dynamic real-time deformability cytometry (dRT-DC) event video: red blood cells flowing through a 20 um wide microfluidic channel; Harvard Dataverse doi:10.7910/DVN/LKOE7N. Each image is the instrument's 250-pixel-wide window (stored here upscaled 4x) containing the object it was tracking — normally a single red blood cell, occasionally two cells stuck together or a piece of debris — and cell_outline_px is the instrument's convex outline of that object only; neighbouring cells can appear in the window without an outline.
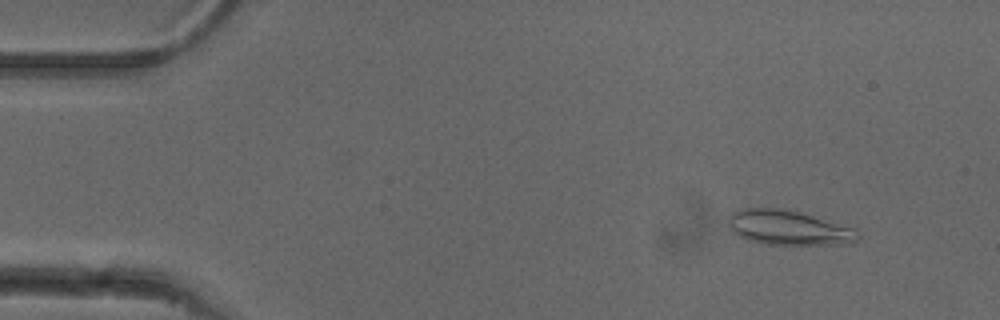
{"species": "common noctule bat (a hibernating species)", "species_latin": "Nyctalus noctula", "temperature_condition": "cold", "stored_images_in_passage": 52, "camera_frame_rate_fps": 3000, "um_per_image_px": 0.085, "animal": {"sex": "female"}, "frame": {"image": 1, "passage_image": 5, "time_ms": 1.333, "image_size_px": [1000, 320], "cell_outline_px": [[860, 236], [856, 240], [848, 244], [764, 244], [748, 240], [732, 232], [728, 228], [728, 216], [732, 212], [740, 208], [784, 208], [800, 212], [856, 228]], "centroid_in_image_um": [67.0, 19.34], "position_along_channel_um": 18.0, "area_um2": 26.41}}
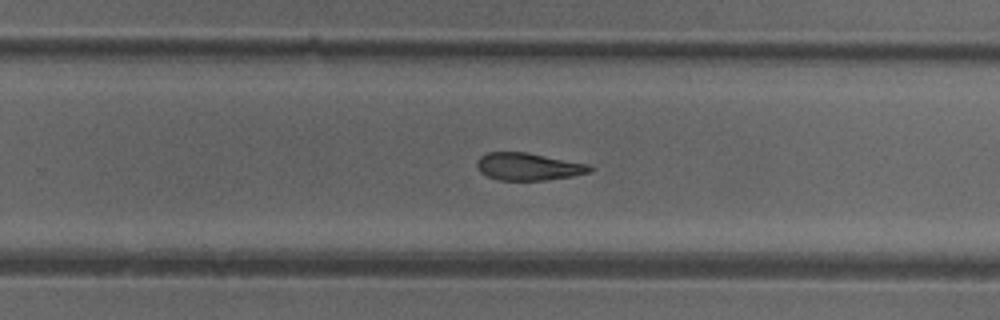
{"frame": {"image": 2, "passage_image": 33, "time_ms": 10.667, "image_size_px": [1000, 320], "cell_outline_px": [[592, 172], [572, 176], [548, 180], [500, 180], [488, 176], [480, 172], [476, 168], [476, 160], [480, 156], [488, 152], [528, 152], [592, 164]], "centroid_in_image_um": [44.94, 14.15], "position_along_channel_um": 284.9, "area_um2": 18.38}}
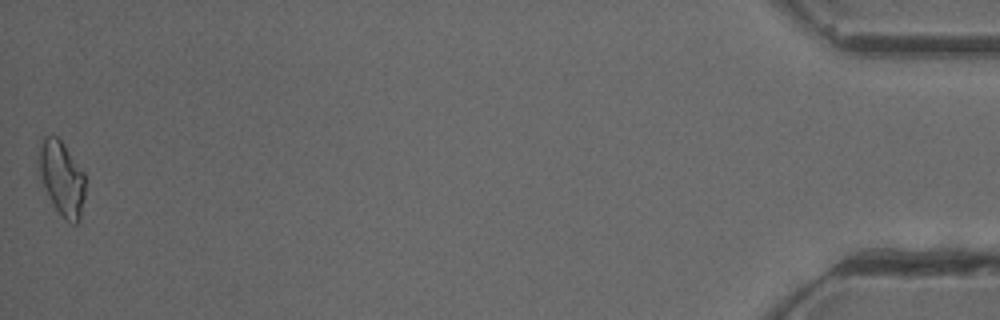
{"frame": {"image": 3, "passage_image": 52, "time_ms": 17.0, "image_size_px": [1000, 320], "cell_outline_px": [[84, 196], [80, 220], [76, 224], [72, 224], [52, 204], [44, 188], [40, 176], [36, 160], [36, 156], [40, 144], [44, 136], [56, 136], [64, 144], [84, 172]], "centroid_in_image_um": [5.22, 15.11], "position_along_channel_um": 430.0, "area_um2": 20.17}, "authors_computed_cell_mechanics": {"area_um2": 19.4208, "velocity_mm_per_s": 3.889, "shape_relaxation_time_tau1_ms": null, "shape_relaxation_time_tau2_ms": 8.1142, "deformation_change_tau1": null, "deformation_change_tau2": 0.1858}}